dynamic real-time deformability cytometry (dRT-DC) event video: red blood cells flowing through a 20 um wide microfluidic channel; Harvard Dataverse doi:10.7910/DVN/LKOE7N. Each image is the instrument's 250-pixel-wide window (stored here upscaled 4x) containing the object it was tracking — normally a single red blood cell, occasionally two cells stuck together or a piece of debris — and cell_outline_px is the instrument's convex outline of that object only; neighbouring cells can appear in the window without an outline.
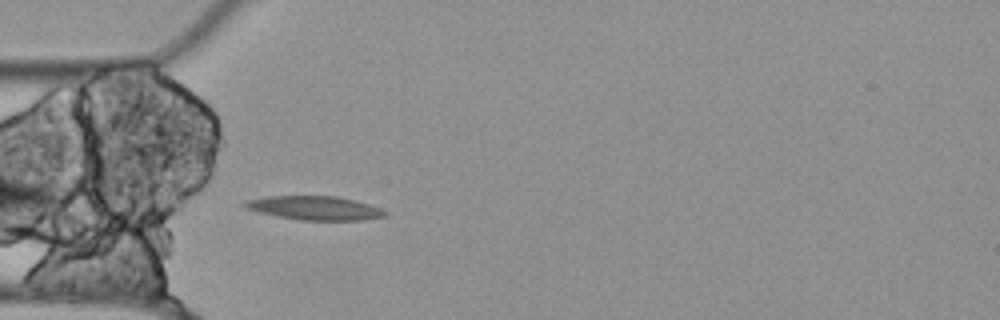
{"species": "Egyptian fruit bat (a non-hibernating species)", "species_latin": "Rousettus aegyptiacus", "temperature_condition": "cold", "stored_images_in_passage": 4, "camera_frame_rate_fps": 3000, "um_per_image_px": 0.085, "animal": {"sex": "female"}, "frame": {"image": 1, "passage_image": 1, "time_ms": 0.0, "image_size_px": [1000, 320], "cell_outline_px": [[388, 212], [384, 216], [360, 220], [300, 220], [260, 212], [248, 208], [240, 204], [244, 200], [268, 196], [336, 196], [368, 204], [380, 208]], "centroid_in_image_um": [26.72, 17.67], "position_along_channel_um": 58.3, "area_um2": 19.19}}
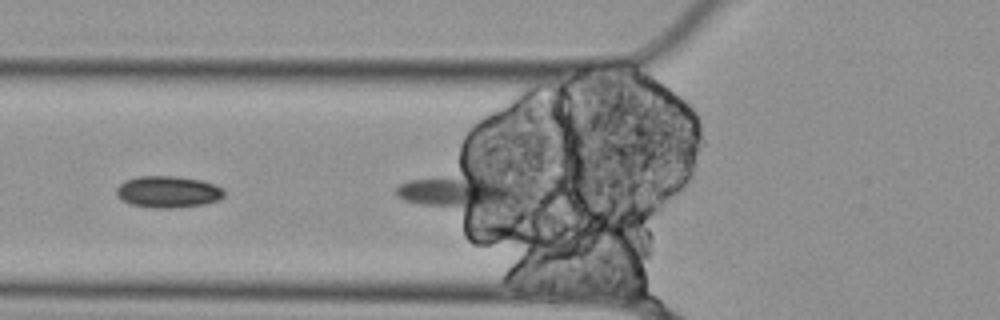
{"frame": {"image": 2, "passage_image": 3, "time_ms": 0.667, "image_size_px": [1000, 320], "cell_outline_px": [[224, 196], [220, 200], [204, 204], [176, 208], [148, 208], [132, 204], [124, 200], [116, 192], [116, 188], [124, 180], [140, 176], [176, 176], [200, 180], [224, 188]], "centroid_in_image_um": [14.31, 16.31], "position_along_channel_um": 111.5, "area_um2": 19.88}}